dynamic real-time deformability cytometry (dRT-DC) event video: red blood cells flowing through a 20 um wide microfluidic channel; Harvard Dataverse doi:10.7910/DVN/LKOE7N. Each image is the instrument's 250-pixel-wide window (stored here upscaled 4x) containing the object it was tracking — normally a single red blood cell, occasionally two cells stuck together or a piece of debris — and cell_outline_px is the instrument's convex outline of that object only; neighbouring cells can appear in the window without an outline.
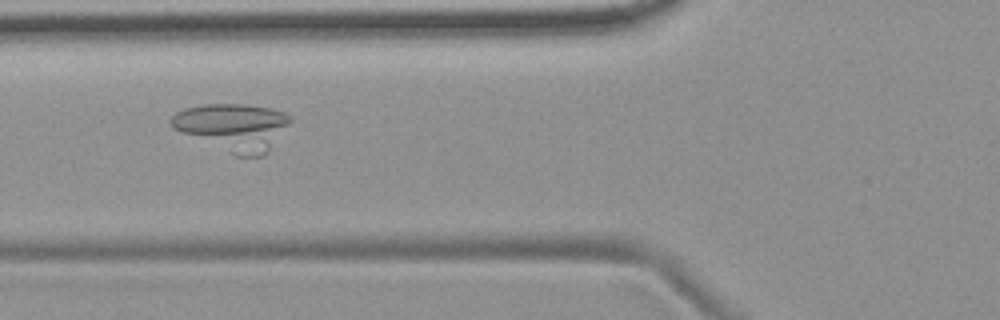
{"species": "common noctule bat (a hibernating species)", "species_latin": "Nyctalus noctula", "temperature_condition": "room temperature", "stored_images_in_passage": 14, "camera_frame_rate_fps": 3000, "um_per_image_px": 0.085, "animal": {"sex": "female", "body_mass_g": 19.9}, "frame": {"image": 1, "passage_image": 5, "time_ms": 5.667, "image_size_px": [1000, 320], "cell_outline_px": [[292, 120], [268, 152], [264, 156], [236, 156], [180, 132], [172, 128], [168, 120], [176, 112], [184, 108], [204, 104], [244, 104], [272, 108], [284, 112], [292, 116]], "centroid_in_image_um": [19.81, 10.78], "position_along_channel_um": 106.0, "area_um2": 32.95}}